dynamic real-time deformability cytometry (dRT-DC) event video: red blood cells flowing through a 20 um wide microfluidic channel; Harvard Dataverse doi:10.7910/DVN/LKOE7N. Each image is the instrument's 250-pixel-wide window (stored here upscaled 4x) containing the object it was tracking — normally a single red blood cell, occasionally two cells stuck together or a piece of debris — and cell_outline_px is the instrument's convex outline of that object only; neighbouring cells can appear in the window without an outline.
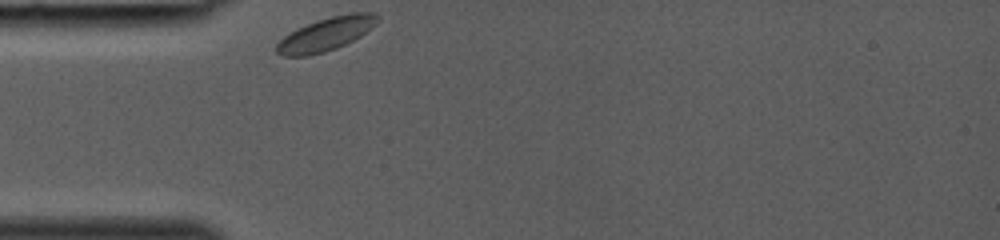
{"species": "common noctule bat (a hibernating species)", "species_latin": "Nyctalus noctula", "temperature_condition": "room temperature", "stored_images_in_passage": 24, "camera_frame_rate_fps": 3000, "um_per_image_px": 0.085, "animal": {"sex": "female", "body_mass_g": 19.0, "forearm_length_mm": 53.3}, "frame": {"image": 1, "passage_image": 1, "time_ms": 0.0, "image_size_px": [1000, 240], "cell_outline_px": [[380, 20], [360, 36], [336, 48], [324, 52], [308, 56], [280, 56], [276, 52], [276, 44], [284, 36], [296, 28], [316, 20], [332, 16], [352, 12], [376, 12], [380, 16]], "centroid_in_image_um": [27.7, 2.89], "position_along_channel_um": 57.3, "area_um2": 19.65}}
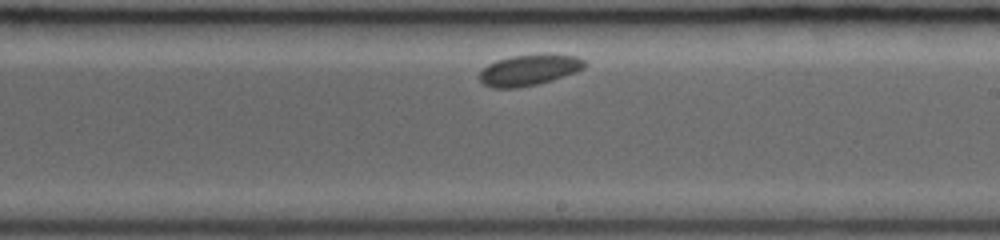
{"frame": {"image": 2, "passage_image": 14, "time_ms": 4.333, "image_size_px": [1000, 240], "cell_outline_px": [[588, 64], [584, 68], [576, 72], [552, 80], [536, 84], [516, 88], [492, 88], [484, 84], [476, 76], [488, 64], [496, 60], [512, 56], [544, 52], [548, 52], [576, 56], [584, 60]], "centroid_in_image_um": [44.99, 5.92], "position_along_channel_um": 244.0, "area_um2": 19.48}}
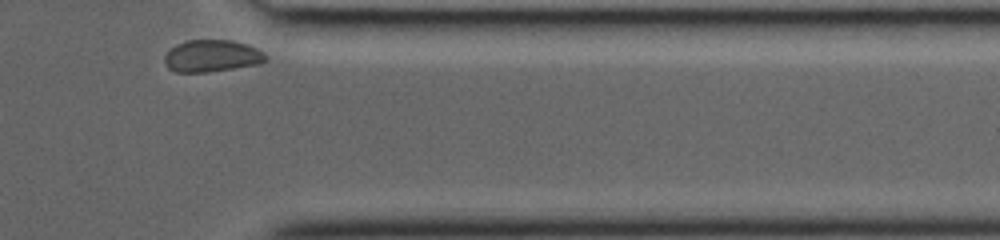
{"frame": {"image": 3, "passage_image": 24, "time_ms": 7.667, "image_size_px": [1000, 240], "cell_outline_px": [[268, 56], [260, 64], [208, 72], [176, 72], [168, 68], [164, 60], [164, 56], [176, 44], [188, 40], [232, 40], [248, 44], [264, 52]], "centroid_in_image_um": [18.03, 4.75], "position_along_channel_um": 393.4, "area_um2": 18.9}}